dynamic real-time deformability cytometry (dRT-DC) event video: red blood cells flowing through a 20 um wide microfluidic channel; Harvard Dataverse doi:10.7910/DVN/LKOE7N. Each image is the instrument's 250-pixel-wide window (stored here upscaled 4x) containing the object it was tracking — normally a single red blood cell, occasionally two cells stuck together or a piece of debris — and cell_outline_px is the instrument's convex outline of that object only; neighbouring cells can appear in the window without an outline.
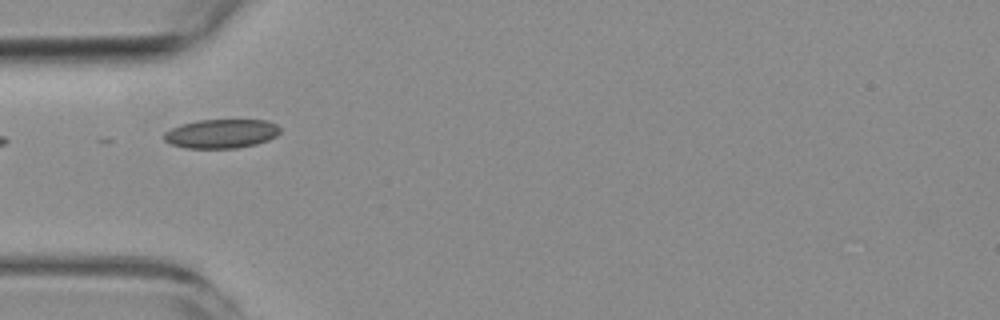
{"species": "common noctule bat (a hibernating species)", "species_latin": "Nyctalus noctula", "temperature_condition": "room temperature", "stored_images_in_passage": 3, "camera_frame_rate_fps": 3000, "um_per_image_px": 0.085, "animal": {"sex": "female", "body_mass_g": 19.3, "forearm_length_mm": 54.1}, "frame": {"image": 1, "passage_image": 3, "time_ms": 2.333, "image_size_px": [1000, 320], "cell_outline_px": [[280, 132], [276, 136], [268, 140], [256, 144], [236, 148], [188, 148], [172, 144], [164, 140], [160, 136], [164, 132], [180, 124], [196, 120], [268, 120], [276, 124], [280, 128]], "centroid_in_image_um": [18.79, 11.35], "position_along_channel_um": 66.2, "area_um2": 19.77}}